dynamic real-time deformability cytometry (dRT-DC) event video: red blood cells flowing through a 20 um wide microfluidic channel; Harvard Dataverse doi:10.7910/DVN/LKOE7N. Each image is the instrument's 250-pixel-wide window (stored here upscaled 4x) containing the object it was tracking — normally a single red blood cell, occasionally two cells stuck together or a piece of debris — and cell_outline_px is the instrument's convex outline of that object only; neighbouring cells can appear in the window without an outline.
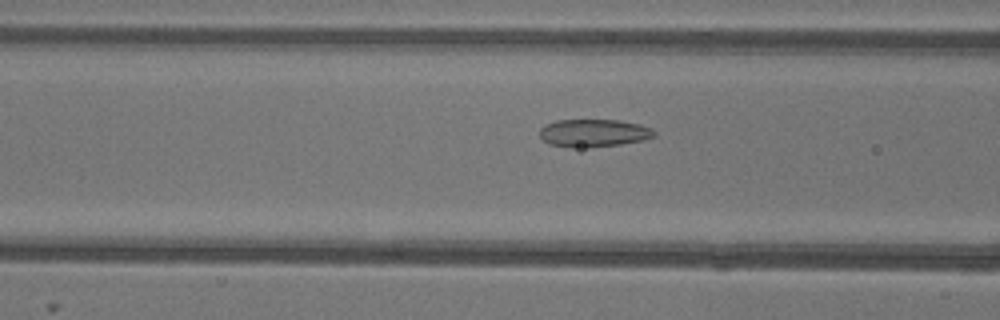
{"species": "common noctule bat (a hibernating species)", "species_latin": "Nyctalus noctula", "temperature_condition": "warm", "stored_images_in_passage": 39, "camera_frame_rate_fps": 3000, "um_per_image_px": 0.085, "animal": {"sex": "female"}, "frame": {"image": 1, "passage_image": 7, "time_ms": 2.0, "image_size_px": [1000, 320], "cell_outline_px": [[656, 136], [644, 140], [620, 144], [580, 148], [572, 148], [548, 144], [540, 136], [540, 128], [544, 124], [556, 120], [620, 120], [640, 124], [652, 128], [656, 132]], "centroid_in_image_um": [50.46, 11.3], "position_along_channel_um": 116.1, "area_um2": 18.73}}
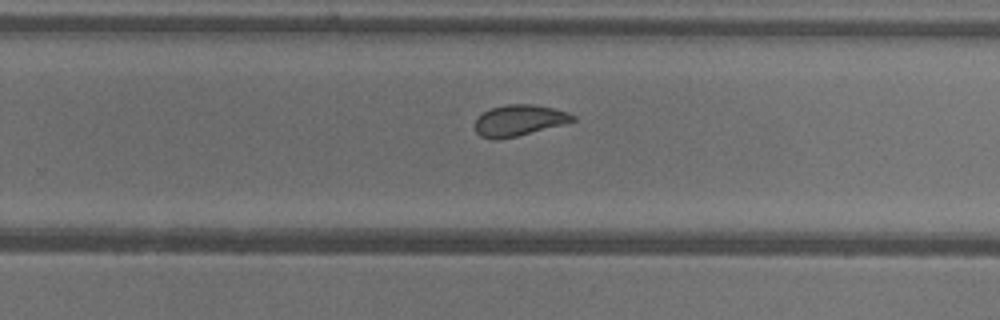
{"frame": {"image": 2, "passage_image": 20, "time_ms": 6.333, "image_size_px": [1000, 320], "cell_outline_px": [[576, 120], [564, 124], [516, 136], [496, 140], [492, 140], [480, 136], [476, 132], [472, 124], [476, 116], [492, 108], [508, 104], [532, 104], [552, 108], [568, 112], [576, 116]], "centroid_in_image_um": [44.07, 10.24], "position_along_channel_um": 285.7, "area_um2": 17.86}}
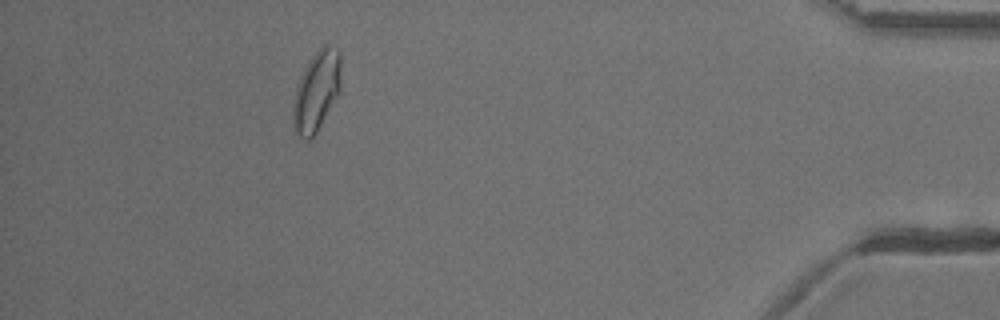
{"frame": {"image": 3, "passage_image": 34, "time_ms": 11.0, "image_size_px": [1000, 320], "cell_outline_px": [[340, 92], [312, 140], [304, 140], [292, 128], [292, 112], [296, 88], [304, 68], [308, 60], [324, 44], [328, 44], [340, 52]], "centroid_in_image_um": [26.89, 7.78], "position_along_channel_um": 408.3, "area_um2": 22.48}, "authors_computed_cell_mechanics": {"area_um2": 18.8428, "velocity_mm_per_s": 3.9129, "shape_relaxation_time_tau1_ms": 6.1812, "shape_relaxation_time_tau2_ms": 1.1876, "deformation_change_tau1": 0.1212, "deformation_change_tau2": 0.0641}}